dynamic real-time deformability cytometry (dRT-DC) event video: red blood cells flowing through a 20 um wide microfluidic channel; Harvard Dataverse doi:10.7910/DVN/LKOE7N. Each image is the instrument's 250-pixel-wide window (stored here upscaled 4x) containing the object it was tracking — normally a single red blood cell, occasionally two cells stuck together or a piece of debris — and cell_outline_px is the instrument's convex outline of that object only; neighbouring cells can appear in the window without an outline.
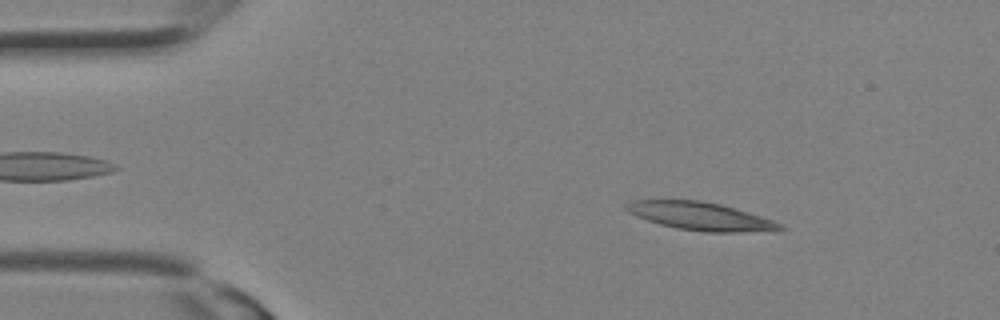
{"species": "Egyptian fruit bat (a non-hibernating species)", "species_latin": "Rousettus aegyptiacus", "temperature_condition": "room temperature", "stored_images_in_passage": 3, "camera_frame_rate_fps": 3000, "um_per_image_px": 0.085, "animal": {"sex": "female"}, "frame": {"image": 1, "passage_image": 2, "time_ms": 0.333, "image_size_px": [1000, 320], "cell_outline_px": [[784, 228], [740, 232], [704, 232], [676, 228], [660, 224], [648, 220], [628, 212], [624, 208], [624, 204], [632, 200], [700, 200], [720, 204], [748, 212], [784, 224]], "centroid_in_image_um": [59.47, 18.36], "position_along_channel_um": 25.5, "area_um2": 24.74}}